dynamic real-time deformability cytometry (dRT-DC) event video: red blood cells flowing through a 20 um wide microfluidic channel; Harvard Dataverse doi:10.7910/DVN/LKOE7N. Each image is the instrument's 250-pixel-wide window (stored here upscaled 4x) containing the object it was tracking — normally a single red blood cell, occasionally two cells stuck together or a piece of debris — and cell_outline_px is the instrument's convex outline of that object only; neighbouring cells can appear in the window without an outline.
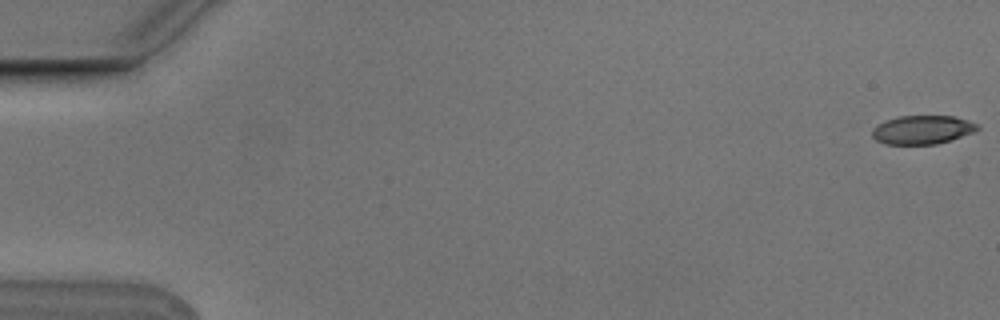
{"species": "Egyptian fruit bat (a non-hibernating species)", "species_latin": "Rousettus aegyptiacus", "temperature_condition": "cold", "stored_images_in_passage": 8, "camera_frame_rate_fps": 3000, "um_per_image_px": 0.085, "animal": {"sex": "male"}, "frame": {"image": 1, "passage_image": 1, "time_ms": 0.0, "image_size_px": [1000, 320], "cell_outline_px": [[980, 128], [972, 132], [936, 144], [884, 144], [876, 140], [872, 136], [872, 128], [876, 124], [884, 120], [896, 116], [956, 116], [980, 124]], "centroid_in_image_um": [78.36, 11.01], "position_along_channel_um": 6.6, "area_um2": 17.69}}